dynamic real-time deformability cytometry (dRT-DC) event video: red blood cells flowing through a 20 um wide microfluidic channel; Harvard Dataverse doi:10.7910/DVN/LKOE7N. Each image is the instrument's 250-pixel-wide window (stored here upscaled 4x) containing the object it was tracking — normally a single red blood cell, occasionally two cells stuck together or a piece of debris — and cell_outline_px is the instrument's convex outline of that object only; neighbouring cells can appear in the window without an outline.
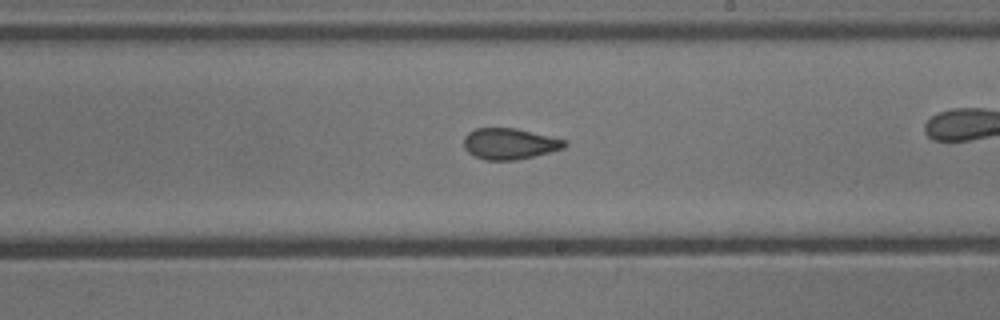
{"species": "common noctule bat (a hibernating species)", "species_latin": "Nyctalus noctula", "temperature_condition": "cold", "stored_images_in_passage": 39, "camera_frame_rate_fps": 3000, "um_per_image_px": 0.085, "animal": {"sex": "male", "body_mass_g": 13.3}, "frame": {"image": 1, "passage_image": 24, "time_ms": 7.667, "image_size_px": [1000, 320], "cell_outline_px": [[568, 144], [564, 148], [516, 160], [484, 160], [468, 152], [464, 148], [464, 136], [468, 132], [476, 128], [516, 128], [564, 140]], "centroid_in_image_um": [43.27, 12.21], "position_along_channel_um": 245.7, "area_um2": 18.03}, "authors_computed_cell_mechanics": {"area_um2": 18.5538, "velocity_mm_per_s": 3.854, "shape_relaxation_time_tau1_ms": null, "shape_relaxation_time_tau2_ms": 2.8339, "deformation_change_tau1": null, "deformation_change_tau2": 0.0739}}